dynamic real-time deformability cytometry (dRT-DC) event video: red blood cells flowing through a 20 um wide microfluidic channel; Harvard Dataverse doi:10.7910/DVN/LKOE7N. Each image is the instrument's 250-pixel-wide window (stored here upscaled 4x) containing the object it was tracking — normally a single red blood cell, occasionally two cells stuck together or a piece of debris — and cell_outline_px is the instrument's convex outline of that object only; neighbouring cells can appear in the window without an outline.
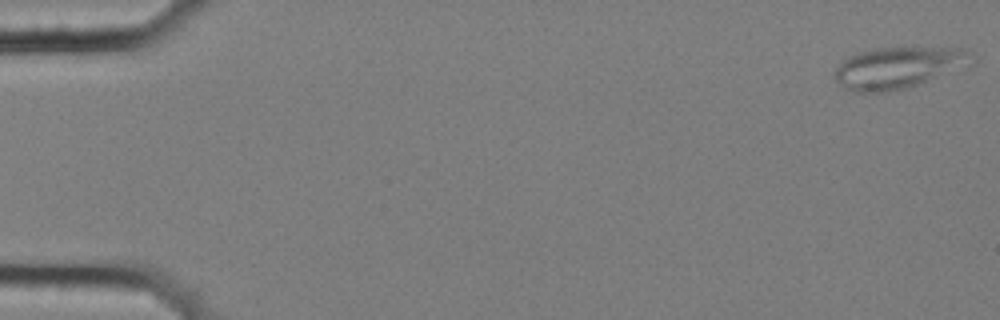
{"species": "common noctule bat (a hibernating species)", "species_latin": "Nyctalus noctula", "temperature_condition": "cold", "stored_images_in_passage": 57, "camera_frame_rate_fps": 3000, "um_per_image_px": 0.085, "animal": {"sex": "female", "body_mass_g": 25.1}, "frame": {"image": 1, "passage_image": 1, "time_ms": 0.0, "image_size_px": [1000, 320], "cell_outline_px": [[976, 64], [904, 88], [884, 92], [852, 92], [844, 88], [832, 76], [832, 72], [844, 60], [860, 52], [872, 48], [968, 48], [976, 60]], "centroid_in_image_um": [76.4, 5.74], "position_along_channel_um": 8.6, "area_um2": 33.18}}
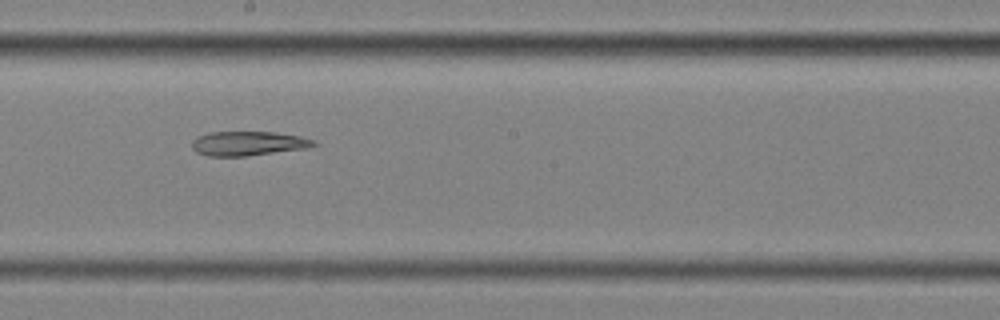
{"frame": {"image": 2, "passage_image": 32, "time_ms": 10.333, "image_size_px": [1000, 320], "cell_outline_px": [[320, 144], [308, 148], [244, 156], [208, 156], [196, 152], [192, 148], [192, 140], [196, 136], [208, 132], [276, 132], [300, 136], [316, 140]], "centroid_in_image_um": [21.11, 12.18], "position_along_channel_um": 227.1, "area_um2": 17.46}}
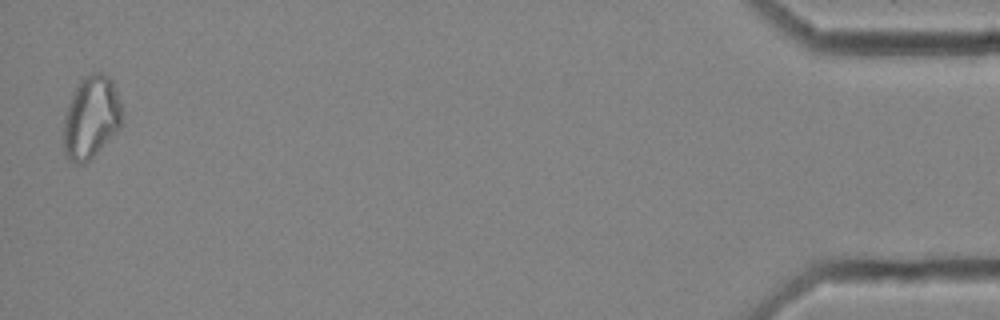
{"frame": {"image": 3, "passage_image": 56, "time_ms": 18.333, "image_size_px": [1000, 320], "cell_outline_px": [[124, 116], [120, 128], [84, 164], [76, 164], [68, 160], [64, 152], [64, 116], [68, 104], [80, 80], [84, 76], [92, 72], [104, 72], [112, 80]], "centroid_in_image_um": [7.75, 9.96], "position_along_channel_um": 427.5, "area_um2": 28.03}}